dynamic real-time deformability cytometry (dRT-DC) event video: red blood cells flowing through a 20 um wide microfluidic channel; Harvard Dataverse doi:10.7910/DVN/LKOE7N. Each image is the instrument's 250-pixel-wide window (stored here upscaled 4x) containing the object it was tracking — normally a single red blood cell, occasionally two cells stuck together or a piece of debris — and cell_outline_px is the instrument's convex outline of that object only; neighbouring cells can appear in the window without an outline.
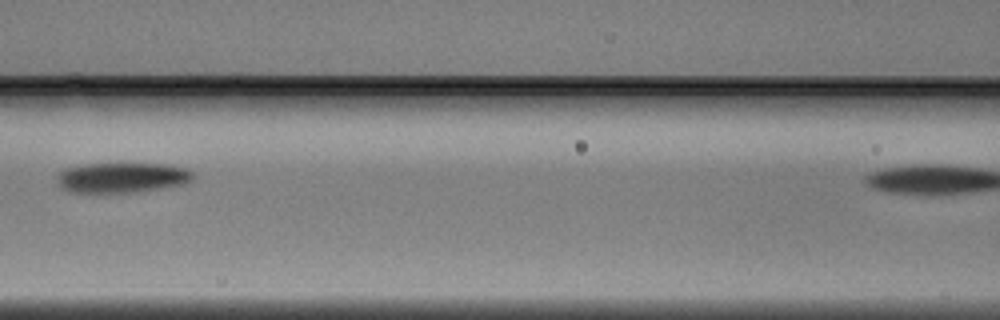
{"species": "Egyptian fruit bat (a non-hibernating species)", "species_latin": "Rousettus aegyptiacus", "temperature_condition": "warm", "stored_images_in_passage": 4, "segment_of_instrument_passage": [1, 2], "camera_frame_rate_fps": 3000, "um_per_image_px": 0.085, "animal": {"sex": "male"}, "frame": {"image": 1, "passage_image": 3, "time_ms": 0.667, "image_size_px": [1000, 320], "cell_outline_px": [[192, 180], [184, 184], [160, 188], [132, 192], [68, 192], [60, 188], [56, 180], [60, 172], [68, 168], [84, 164], [164, 164], [184, 168], [192, 172]], "centroid_in_image_um": [10.33, 15.1], "position_along_channel_um": 156.3, "area_um2": 23.58}}